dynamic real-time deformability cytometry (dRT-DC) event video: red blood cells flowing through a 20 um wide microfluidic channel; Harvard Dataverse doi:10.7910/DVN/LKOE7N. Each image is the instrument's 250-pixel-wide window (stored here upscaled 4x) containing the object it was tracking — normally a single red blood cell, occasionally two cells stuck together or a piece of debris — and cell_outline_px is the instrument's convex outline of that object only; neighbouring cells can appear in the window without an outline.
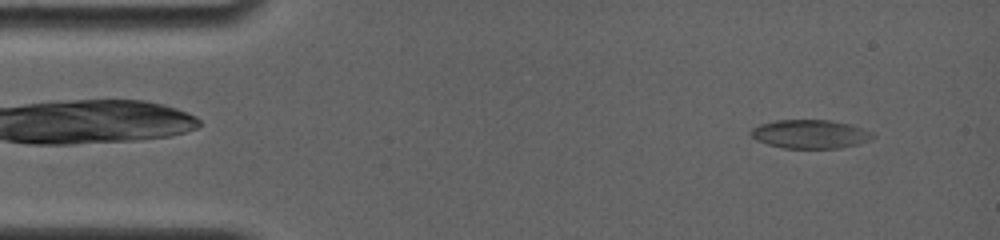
{"species": "common noctule bat (a hibernating species)", "species_latin": "Nyctalus noctula", "temperature_condition": "room temperature", "stored_images_in_passage": 7, "camera_frame_rate_fps": 4000, "um_per_image_px": 0.085, "animal": {"sex": "female", "body_mass_g": 19.0, "forearm_length_mm": 56.7}, "frame": {"image": 1, "passage_image": 2, "time_ms": 1.0, "image_size_px": [1000, 240], "cell_outline_px": [[876, 136], [868, 140], [856, 144], [840, 148], [784, 148], [768, 144], [756, 140], [752, 136], [752, 128], [760, 124], [776, 120], [828, 120], [852, 124], [872, 132]], "centroid_in_image_um": [68.88, 11.39], "position_along_channel_um": 16.1, "area_um2": 20.23}}
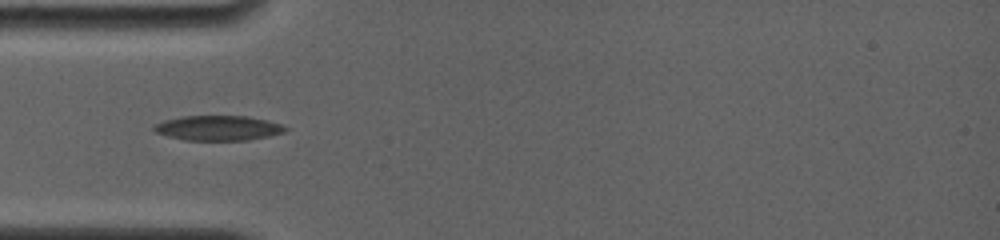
{"frame": {"image": 2, "passage_image": 6, "time_ms": 4.5, "image_size_px": [1000, 240], "cell_outline_px": [[288, 128], [284, 132], [268, 136], [248, 140], [184, 140], [168, 136], [156, 132], [152, 128], [152, 124], [164, 120], [180, 116], [248, 116], [268, 120], [280, 124]], "centroid_in_image_um": [18.51, 10.87], "position_along_channel_um": 66.5, "area_um2": 19.13}}